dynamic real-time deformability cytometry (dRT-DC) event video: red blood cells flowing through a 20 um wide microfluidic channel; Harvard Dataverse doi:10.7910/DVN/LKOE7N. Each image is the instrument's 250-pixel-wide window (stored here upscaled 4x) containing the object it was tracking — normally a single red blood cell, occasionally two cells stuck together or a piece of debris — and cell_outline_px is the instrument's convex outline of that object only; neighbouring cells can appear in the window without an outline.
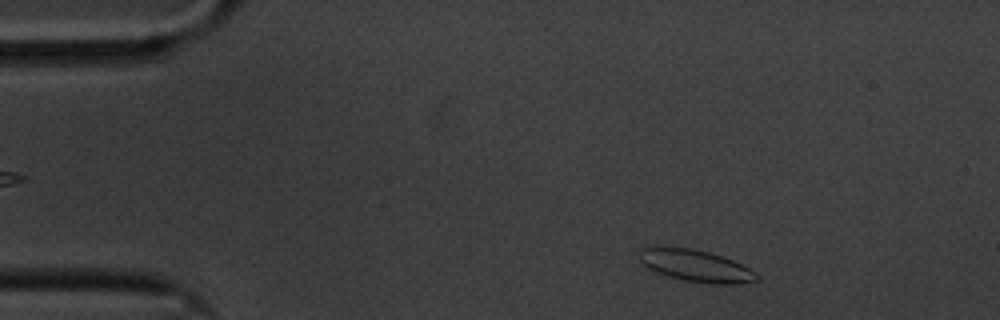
{"species": "common noctule bat (a hibernating species)", "species_latin": "Nyctalus noctula", "temperature_condition": "cold", "stored_images_in_passage": 56, "camera_frame_rate_fps": 3000, "um_per_image_px": 0.085, "animal": {"sex": "male", "body_mass_g": 20.1, "forearm_length_mm": 53.5}, "frame": {"image": 1, "passage_image": 5, "time_ms": 1.333, "image_size_px": [1000, 320], "cell_outline_px": [[760, 276], [756, 280], [740, 284], [712, 284], [684, 280], [648, 268], [640, 260], [640, 248], [688, 248], [708, 252], [732, 260], [756, 272]], "centroid_in_image_um": [59.21, 22.61], "position_along_channel_um": 25.8, "area_um2": 21.1}}
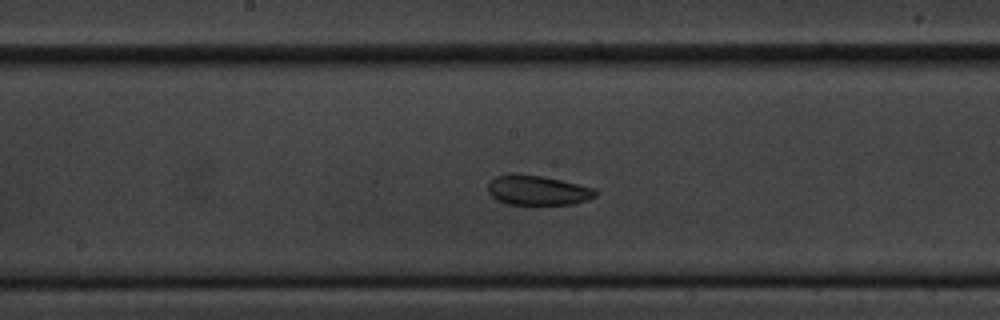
{"frame": {"image": 2, "passage_image": 27, "time_ms": 8.667, "image_size_px": [1000, 320], "cell_outline_px": [[596, 196], [588, 200], [576, 204], [508, 204], [496, 200], [488, 192], [488, 184], [496, 176], [512, 172], [540, 176], [560, 180], [596, 188]], "centroid_in_image_um": [45.69, 16.17], "position_along_channel_um": 202.5, "area_um2": 18.73}}
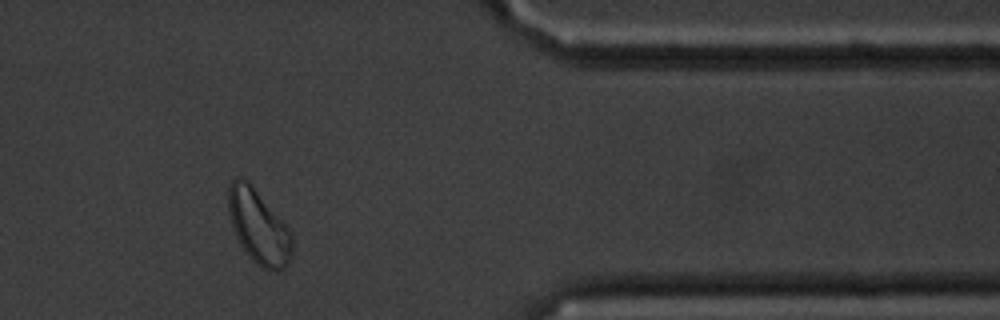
{"frame": {"image": 3, "passage_image": 46, "time_ms": 15.0, "image_size_px": [1000, 320], "cell_outline_px": [[292, 256], [288, 264], [284, 268], [276, 272], [272, 272], [256, 264], [252, 260], [236, 236], [228, 212], [228, 184], [236, 176], [240, 176], [248, 180], [288, 228], [292, 236]], "centroid_in_image_um": [21.97, 19.26], "position_along_channel_um": 389.4, "area_um2": 27.4}}